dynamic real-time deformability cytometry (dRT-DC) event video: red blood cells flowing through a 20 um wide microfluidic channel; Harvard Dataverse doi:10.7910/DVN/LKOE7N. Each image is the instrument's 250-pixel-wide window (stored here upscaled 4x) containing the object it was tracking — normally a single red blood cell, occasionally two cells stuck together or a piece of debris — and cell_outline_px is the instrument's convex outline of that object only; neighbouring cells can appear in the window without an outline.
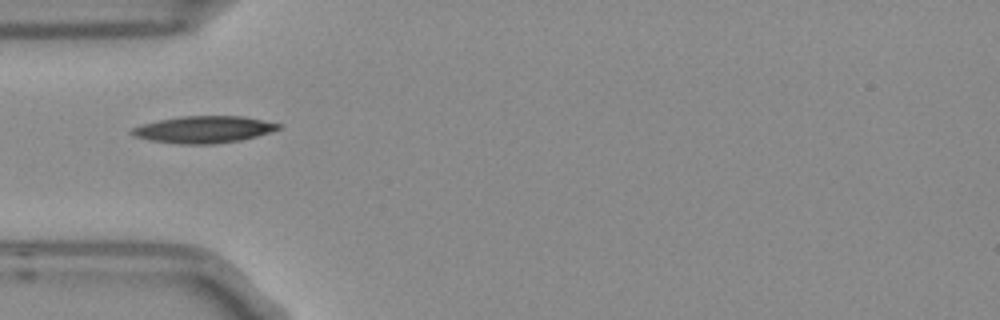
{"species": "Egyptian fruit bat (a non-hibernating species)", "species_latin": "Rousettus aegyptiacus", "temperature_condition": "room temperature", "stored_images_in_passage": 2, "camera_frame_rate_fps": 3000, "um_per_image_px": 0.085, "frame": {"image": 1, "passage_image": 1, "time_ms": 0.0, "image_size_px": [1000, 320], "cell_outline_px": [[280, 128], [256, 136], [240, 140], [212, 144], [180, 144], [152, 140], [132, 136], [128, 132], [132, 128], [140, 124], [180, 116], [244, 116], [280, 124]], "centroid_in_image_um": [17.25, 11.0], "position_along_channel_um": 67.7, "area_um2": 22.83}}